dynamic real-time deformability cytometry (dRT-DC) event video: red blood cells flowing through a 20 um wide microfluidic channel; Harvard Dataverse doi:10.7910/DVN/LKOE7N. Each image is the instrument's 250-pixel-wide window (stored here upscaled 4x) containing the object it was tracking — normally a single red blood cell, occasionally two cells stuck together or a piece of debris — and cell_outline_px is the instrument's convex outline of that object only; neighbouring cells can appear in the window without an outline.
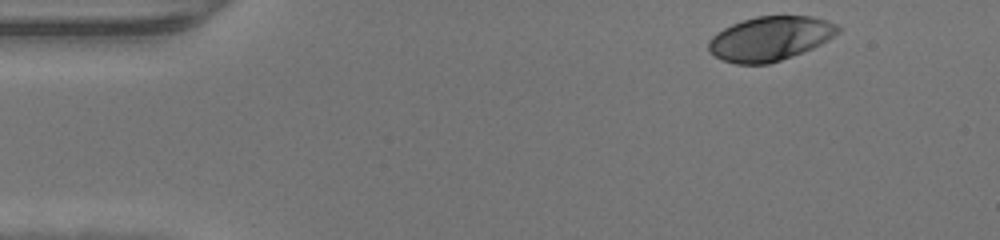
{"species": "human", "species_latin": "Homo sapiens", "temperature_condition": "warm", "stored_images_in_passage": 43, "camera_frame_rate_fps": 3000, "um_per_image_px": 0.085, "donor": {"sex": "male"}, "frame": {"image": 1, "passage_image": 1, "time_ms": 0.0, "image_size_px": [1000, 240], "cell_outline_px": [[840, 32], [828, 40], [812, 48], [792, 56], [768, 64], [736, 64], [724, 60], [708, 52], [708, 40], [716, 32], [732, 24], [756, 16], [812, 16], [836, 24], [840, 28]], "centroid_in_image_um": [65.44, 3.28], "position_along_channel_um": 19.6, "area_um2": 33.29}}
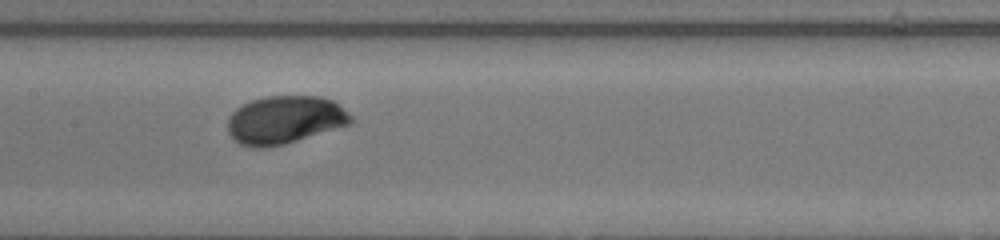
{"frame": {"image": 2, "passage_image": 19, "time_ms": 6.0, "image_size_px": [1000, 240], "cell_outline_px": [[356, 120], [352, 124], [284, 144], [264, 148], [252, 148], [240, 144], [228, 132], [228, 116], [236, 108], [252, 100], [268, 96], [316, 96], [332, 100], [348, 112]], "centroid_in_image_um": [24.22, 10.19], "position_along_channel_um": 183.2, "area_um2": 34.51}}
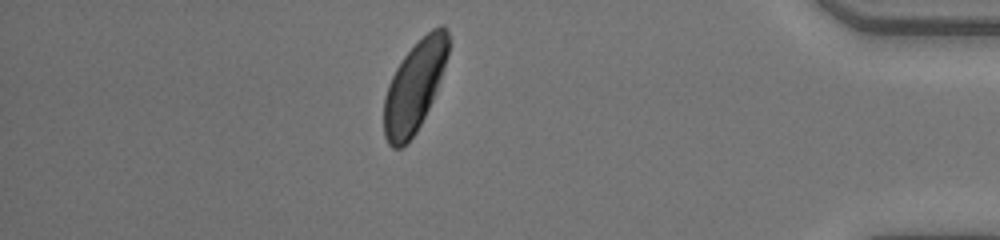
{"frame": {"image": 3, "passage_image": 37, "time_ms": 12.0, "image_size_px": [1000, 240], "cell_outline_px": [[448, 52], [432, 100], [416, 132], [400, 148], [392, 148], [388, 144], [384, 136], [384, 96], [388, 84], [396, 68], [404, 56], [432, 28], [440, 24], [444, 24], [448, 28]], "centroid_in_image_um": [35.21, 7.35], "position_along_channel_um": 400.0, "area_um2": 33.18}}